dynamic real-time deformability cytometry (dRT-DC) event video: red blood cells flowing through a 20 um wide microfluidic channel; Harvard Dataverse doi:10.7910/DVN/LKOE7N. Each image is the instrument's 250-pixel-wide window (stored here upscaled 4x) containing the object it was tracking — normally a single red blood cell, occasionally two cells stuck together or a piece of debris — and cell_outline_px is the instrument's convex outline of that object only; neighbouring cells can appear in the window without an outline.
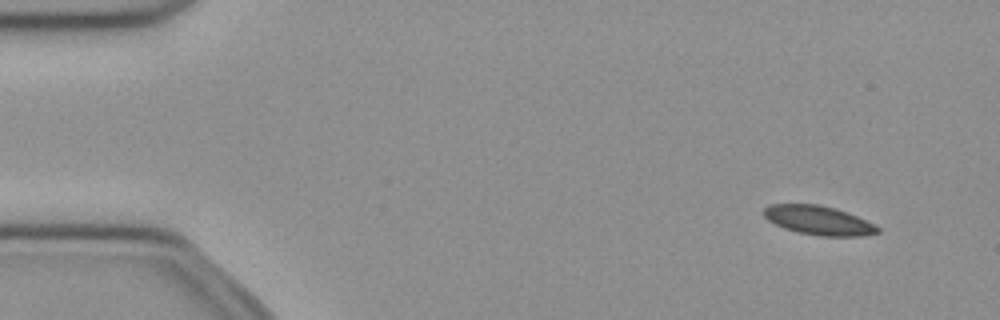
{"species": "common noctule bat (a hibernating species)", "species_latin": "Nyctalus noctula", "temperature_condition": "cold", "stored_images_in_passage": 52, "camera_frame_rate_fps": 3000, "um_per_image_px": 0.085, "animal": {"sex": "female", "body_mass_g": 21.9}, "frame": {"image": 1, "passage_image": 5, "time_ms": 1.333, "image_size_px": [1000, 320], "cell_outline_px": [[880, 232], [864, 236], [820, 236], [796, 232], [784, 228], [768, 220], [764, 216], [764, 208], [768, 204], [820, 204], [836, 208], [848, 212], [880, 228]], "centroid_in_image_um": [69.56, 18.73], "position_along_channel_um": 15.4, "area_um2": 19.31}}
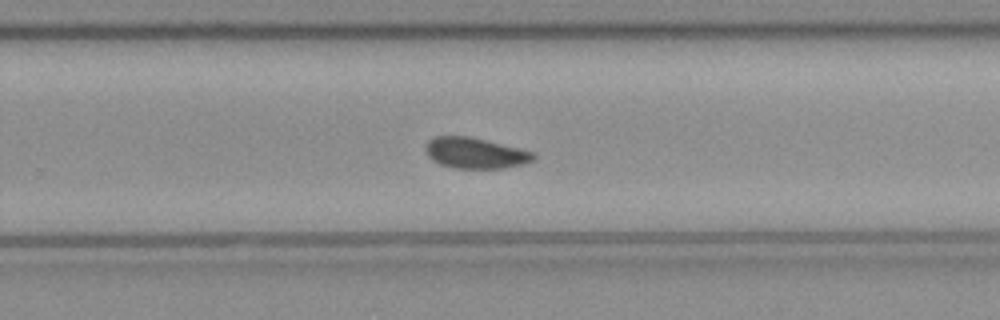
{"frame": {"image": 2, "passage_image": 34, "time_ms": 11.0, "image_size_px": [1000, 320], "cell_outline_px": [[536, 160], [524, 164], [504, 168], [452, 168], [440, 164], [432, 160], [428, 156], [424, 148], [428, 140], [436, 136], [468, 136], [532, 152], [536, 156]], "centroid_in_image_um": [40.36, 13.02], "position_along_channel_um": 289.4, "area_um2": 19.25}}
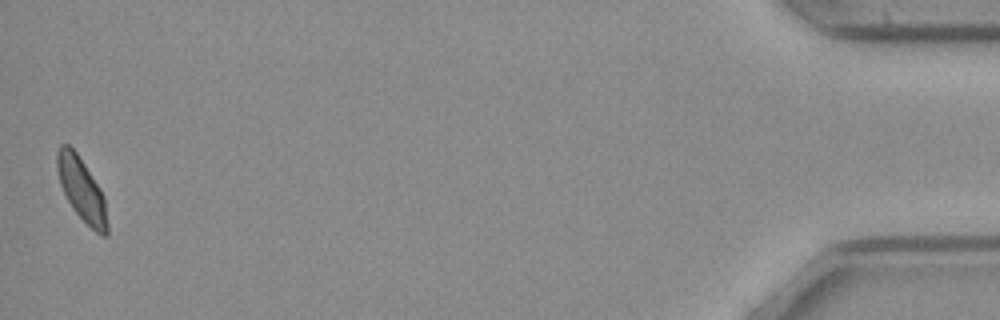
{"frame": {"image": 3, "passage_image": 52, "time_ms": 17.0, "image_size_px": [1000, 320], "cell_outline_px": [[108, 236], [100, 236], [76, 212], [68, 200], [60, 184], [56, 168], [56, 152], [60, 144], [68, 144], [76, 152], [100, 188], [104, 196], [108, 224]], "centroid_in_image_um": [6.94, 16.1], "position_along_channel_um": 428.3, "area_um2": 18.32}, "authors_computed_cell_mechanics": {"area_um2": 19.5942, "velocity_mm_per_s": 3.9449, "shape_relaxation_time_tau1_ms": 4.1602, "shape_relaxation_time_tau2_ms": 2.7459, "deformation_change_tau1": 0.0863, "deformation_change_tau2": 0.0615}}